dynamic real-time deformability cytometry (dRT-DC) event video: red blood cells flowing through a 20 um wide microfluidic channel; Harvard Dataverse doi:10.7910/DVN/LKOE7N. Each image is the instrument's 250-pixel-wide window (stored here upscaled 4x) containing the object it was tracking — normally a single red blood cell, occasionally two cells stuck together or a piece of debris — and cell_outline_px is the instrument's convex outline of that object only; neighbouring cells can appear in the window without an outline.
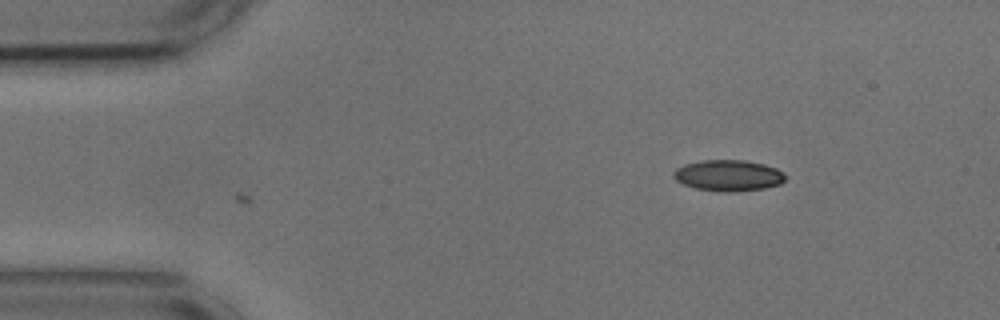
{"species": "common noctule bat (a hibernating species)", "species_latin": "Nyctalus noctula", "temperature_condition": "cold", "stored_images_in_passage": 2, "camera_frame_rate_fps": 3000, "um_per_image_px": 0.085, "animal": {"sex": "male", "body_mass_g": 17.9, "forearm_length_mm": 54.2}, "frame": {"image": 1, "passage_image": 1, "time_ms": 0.0, "image_size_px": [1000, 320], "cell_outline_px": [[784, 180], [780, 184], [764, 188], [732, 192], [720, 192], [696, 188], [684, 184], [676, 180], [672, 176], [672, 172], [676, 168], [684, 164], [700, 160], [744, 160], [764, 164], [776, 168], [784, 176]], "centroid_in_image_um": [61.86, 14.91], "position_along_channel_um": 23.1, "area_um2": 20.23}}